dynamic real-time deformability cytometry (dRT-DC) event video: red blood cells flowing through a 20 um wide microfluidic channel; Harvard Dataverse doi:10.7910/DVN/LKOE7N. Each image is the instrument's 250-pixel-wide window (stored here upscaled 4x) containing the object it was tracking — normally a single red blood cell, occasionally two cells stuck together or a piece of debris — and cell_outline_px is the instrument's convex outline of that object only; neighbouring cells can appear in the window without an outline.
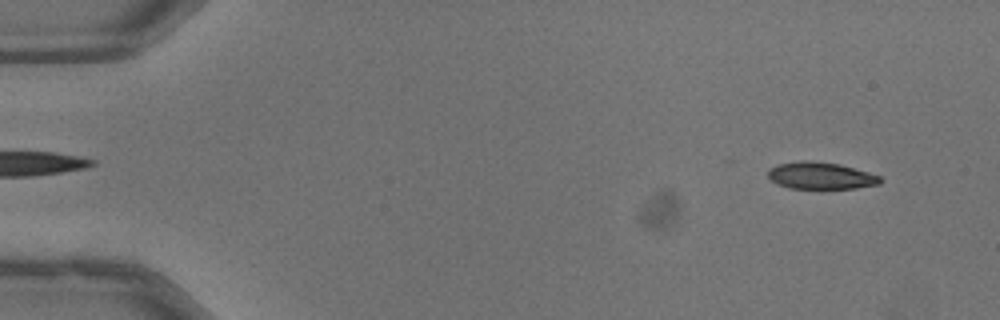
{"species": "common noctule bat (a hibernating species)", "species_latin": "Nyctalus noctula", "temperature_condition": "warm", "stored_images_in_passage": 51, "camera_frame_rate_fps": 3000, "um_per_image_px": 0.085, "animal": {"sex": "male", "body_mass_g": 13.3}, "frame": {"image": 1, "passage_image": 4, "time_ms": 1.0, "image_size_px": [1000, 320], "cell_outline_px": [[884, 180], [880, 184], [856, 188], [788, 188], [776, 184], [768, 176], [768, 168], [776, 164], [800, 160], [808, 160], [840, 164], [868, 172], [880, 176]], "centroid_in_image_um": [69.74, 14.92], "position_along_channel_um": 15.3, "area_um2": 17.8}}
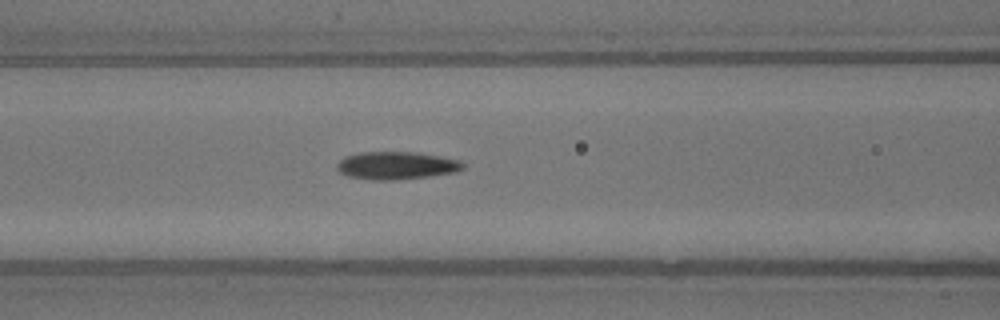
{"frame": {"image": 2, "passage_image": 22, "time_ms": 7.0, "image_size_px": [1000, 320], "cell_outline_px": [[464, 168], [456, 172], [428, 176], [392, 180], [372, 180], [348, 176], [340, 172], [336, 168], [336, 164], [344, 156], [360, 152], [416, 152], [460, 160], [464, 164]], "centroid_in_image_um": [33.67, 14.06], "position_along_channel_um": 132.9, "area_um2": 20.35}}
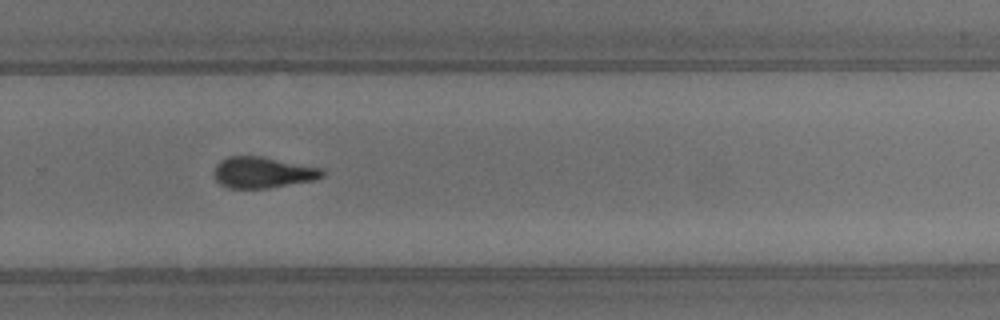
{"frame": {"image": 3, "passage_image": 35, "time_ms": 11.333, "image_size_px": [1000, 320], "cell_outline_px": [[324, 176], [312, 180], [268, 188], [228, 188], [220, 184], [216, 180], [212, 172], [216, 164], [220, 160], [228, 156], [260, 156], [324, 168]], "centroid_in_image_um": [22.3, 14.65], "position_along_channel_um": 307.5, "area_um2": 19.71}, "authors_computed_cell_mechanics": {"area_um2": 19.363, "velocity_mm_per_s": 4.0367, "shape_relaxation_time_tau1_ms": 5.3038, "shape_relaxation_time_tau2_ms": 3.0494, "deformation_change_tau1": 0.1902, "deformation_change_tau2": 0.1217}}